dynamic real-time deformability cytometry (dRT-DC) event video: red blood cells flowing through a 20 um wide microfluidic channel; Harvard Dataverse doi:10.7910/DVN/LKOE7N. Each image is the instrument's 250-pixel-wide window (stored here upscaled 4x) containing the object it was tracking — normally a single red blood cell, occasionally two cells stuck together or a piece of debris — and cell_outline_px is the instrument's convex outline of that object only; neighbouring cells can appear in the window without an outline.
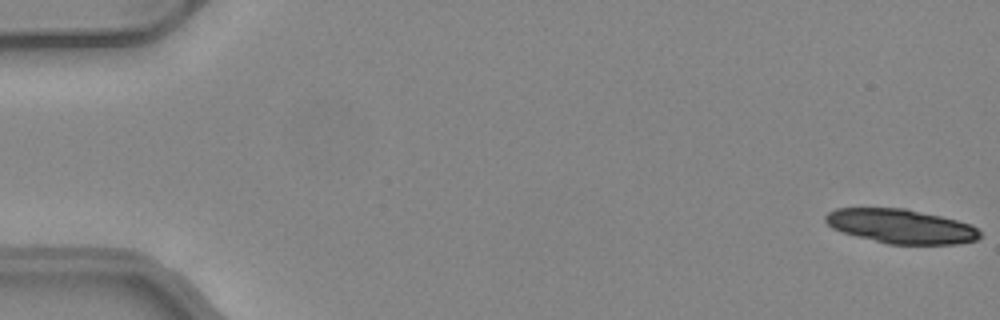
{"species": "common noctule bat (a hibernating species)", "species_latin": "Nyctalus noctula", "temperature_condition": "warm", "stored_images_in_passage": 20, "camera_frame_rate_fps": 3000, "um_per_image_px": 0.085, "animal": {"sex": "female", "body_mass_g": 24.6, "forearm_length_mm": 56.2}, "frame": {"image": 1, "passage_image": 1, "time_ms": 0.0, "image_size_px": [1000, 320], "cell_outline_px": [[980, 236], [976, 240], [956, 244], [888, 244], [840, 232], [832, 228], [824, 220], [824, 216], [828, 212], [836, 208], [904, 208], [940, 216], [972, 224], [980, 232]], "centroid_in_image_um": [76.55, 19.23], "position_along_channel_um": 8.5, "area_um2": 30.81}}